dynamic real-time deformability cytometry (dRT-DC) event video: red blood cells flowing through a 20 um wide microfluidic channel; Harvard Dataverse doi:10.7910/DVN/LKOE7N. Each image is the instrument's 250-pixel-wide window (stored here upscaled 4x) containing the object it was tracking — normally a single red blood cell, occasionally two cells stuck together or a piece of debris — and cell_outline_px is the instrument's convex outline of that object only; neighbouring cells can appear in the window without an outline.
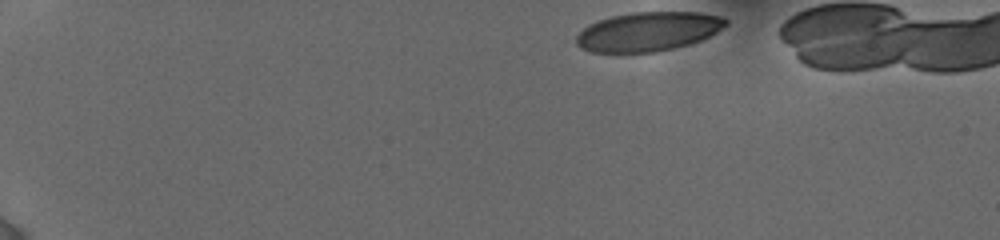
{"species": "human", "species_latin": "Homo sapiens", "temperature_condition": "cold", "stored_images_in_passage": 39, "camera_frame_rate_fps": 3000, "um_per_image_px": 0.085, "donor": {"sex": "female"}, "frame": {"image": 1, "passage_image": 1, "time_ms": 0.0, "image_size_px": [1000, 240], "cell_outline_px": [[728, 24], [716, 32], [700, 40], [688, 44], [672, 48], [652, 52], [592, 52], [580, 48], [576, 44], [576, 36], [588, 24], [612, 16], [632, 12], [700, 12], [720, 16], [728, 20]], "centroid_in_image_um": [55.08, 2.67], "position_along_channel_um": 29.9, "area_um2": 33.93}}
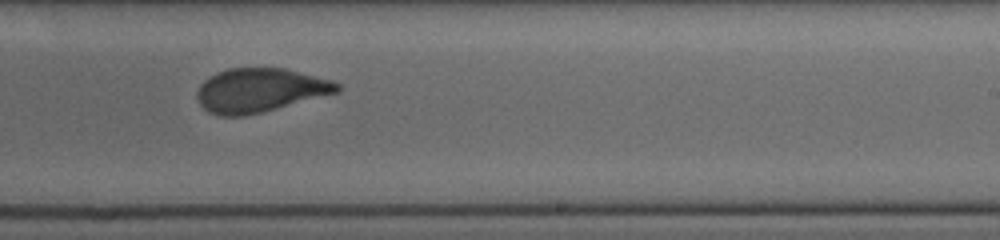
{"frame": {"image": 2, "passage_image": 19, "time_ms": 9.0, "image_size_px": [1000, 240], "cell_outline_px": [[340, 92], [244, 116], [220, 116], [208, 112], [200, 104], [196, 96], [196, 92], [200, 84], [204, 80], [216, 72], [228, 68], [284, 68], [332, 80], [340, 84]], "centroid_in_image_um": [22.07, 7.66], "position_along_channel_um": 266.9, "area_um2": 35.78}}
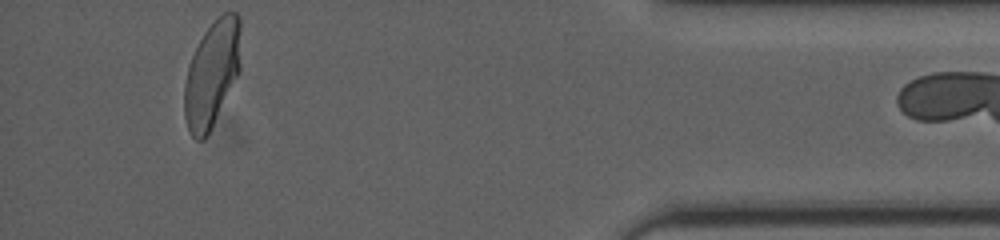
{"frame": {"image": 3, "passage_image": 38, "time_ms": 14.0, "image_size_px": [1000, 240], "cell_outline_px": [[240, 72], [208, 136], [204, 140], [196, 140], [192, 136], [188, 128], [184, 116], [184, 84], [188, 64], [204, 32], [224, 12], [236, 12], [240, 16]], "centroid_in_image_um": [18.02, 6.31], "position_along_channel_um": 417.2, "area_um2": 35.14}}